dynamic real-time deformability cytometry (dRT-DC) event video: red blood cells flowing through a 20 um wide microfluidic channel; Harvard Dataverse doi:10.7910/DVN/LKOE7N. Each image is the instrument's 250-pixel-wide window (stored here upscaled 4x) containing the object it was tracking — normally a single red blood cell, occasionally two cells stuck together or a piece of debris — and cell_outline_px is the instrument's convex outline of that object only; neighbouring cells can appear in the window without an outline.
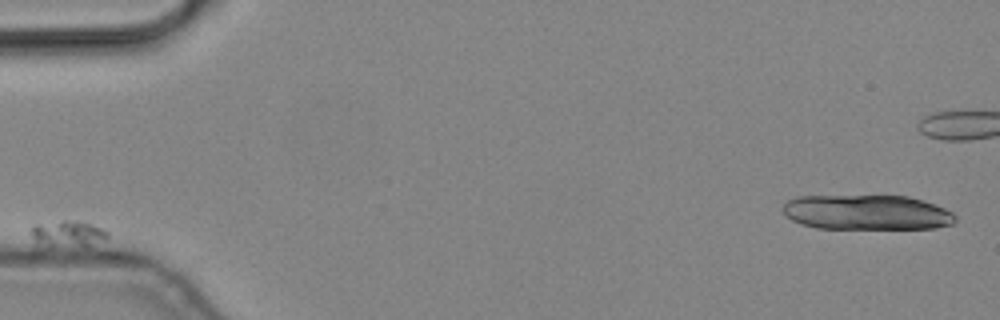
{"species": "common noctule bat (a hibernating species)", "species_latin": "Nyctalus noctula", "temperature_condition": "cold", "stored_images_in_passage": 4, "camera_frame_rate_fps": 3000, "um_per_image_px": 0.085, "animal": {"sex": "male", "body_mass_g": 19.2, "forearm_length_mm": 51.8}, "frame": {"image": 1, "passage_image": 1, "time_ms": 0.0, "image_size_px": [1000, 320], "cell_outline_px": [[116, 256], [112, 256], [32, 252], [32, 224], [60, 220], [84, 220], [108, 232], [116, 252]], "centroid_in_image_um": [6.08, 20.28], "position_along_channel_um": 78.9, "area_um2": 17.98}}
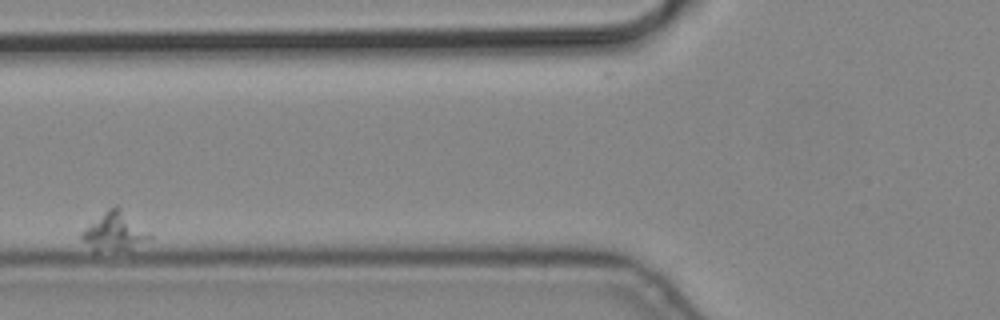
{"frame": {"image": 2, "passage_image": 3, "time_ms": 0.667, "image_size_px": [1000, 320], "cell_outline_px": [[152, 236], [128, 248], [96, 252], [92, 252], [80, 236], [80, 232], [108, 208], [116, 204], [148, 232]], "centroid_in_image_um": [9.63, 19.67], "position_along_channel_um": 116.2, "area_um2": 14.62}}